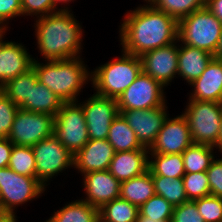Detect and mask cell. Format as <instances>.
Here are the masks:
<instances>
[{
	"label": "cell",
	"mask_w": 222,
	"mask_h": 222,
	"mask_svg": "<svg viewBox=\"0 0 222 222\" xmlns=\"http://www.w3.org/2000/svg\"><path fill=\"white\" fill-rule=\"evenodd\" d=\"M120 23L122 51L131 55L140 57L178 40V21L153 5H138L126 12Z\"/></svg>",
	"instance_id": "1"
},
{
	"label": "cell",
	"mask_w": 222,
	"mask_h": 222,
	"mask_svg": "<svg viewBox=\"0 0 222 222\" xmlns=\"http://www.w3.org/2000/svg\"><path fill=\"white\" fill-rule=\"evenodd\" d=\"M71 11L58 10L34 20V36L42 59L67 60L82 55L84 30Z\"/></svg>",
	"instance_id": "2"
},
{
	"label": "cell",
	"mask_w": 222,
	"mask_h": 222,
	"mask_svg": "<svg viewBox=\"0 0 222 222\" xmlns=\"http://www.w3.org/2000/svg\"><path fill=\"white\" fill-rule=\"evenodd\" d=\"M83 59L76 57L67 60H44V64L40 63L37 57H33L32 67L38 81L63 102H76L80 92H83V87L91 81V71Z\"/></svg>",
	"instance_id": "3"
},
{
	"label": "cell",
	"mask_w": 222,
	"mask_h": 222,
	"mask_svg": "<svg viewBox=\"0 0 222 222\" xmlns=\"http://www.w3.org/2000/svg\"><path fill=\"white\" fill-rule=\"evenodd\" d=\"M121 52L120 57L91 70V85L96 94L118 99L142 73L140 57Z\"/></svg>",
	"instance_id": "4"
},
{
	"label": "cell",
	"mask_w": 222,
	"mask_h": 222,
	"mask_svg": "<svg viewBox=\"0 0 222 222\" xmlns=\"http://www.w3.org/2000/svg\"><path fill=\"white\" fill-rule=\"evenodd\" d=\"M222 22L205 6L178 21V40L215 55Z\"/></svg>",
	"instance_id": "5"
},
{
	"label": "cell",
	"mask_w": 222,
	"mask_h": 222,
	"mask_svg": "<svg viewBox=\"0 0 222 222\" xmlns=\"http://www.w3.org/2000/svg\"><path fill=\"white\" fill-rule=\"evenodd\" d=\"M184 115L193 143L215 146L219 138L222 103L187 100Z\"/></svg>",
	"instance_id": "6"
},
{
	"label": "cell",
	"mask_w": 222,
	"mask_h": 222,
	"mask_svg": "<svg viewBox=\"0 0 222 222\" xmlns=\"http://www.w3.org/2000/svg\"><path fill=\"white\" fill-rule=\"evenodd\" d=\"M35 177L20 175L11 168H0V212L16 213V207L36 200L46 191Z\"/></svg>",
	"instance_id": "7"
},
{
	"label": "cell",
	"mask_w": 222,
	"mask_h": 222,
	"mask_svg": "<svg viewBox=\"0 0 222 222\" xmlns=\"http://www.w3.org/2000/svg\"><path fill=\"white\" fill-rule=\"evenodd\" d=\"M76 102H64L54 117L53 136L73 155L89 141L88 129L82 106Z\"/></svg>",
	"instance_id": "8"
},
{
	"label": "cell",
	"mask_w": 222,
	"mask_h": 222,
	"mask_svg": "<svg viewBox=\"0 0 222 222\" xmlns=\"http://www.w3.org/2000/svg\"><path fill=\"white\" fill-rule=\"evenodd\" d=\"M35 163H36V179L44 186L53 177L68 168L74 167V155L53 135L40 140L32 146Z\"/></svg>",
	"instance_id": "9"
},
{
	"label": "cell",
	"mask_w": 222,
	"mask_h": 222,
	"mask_svg": "<svg viewBox=\"0 0 222 222\" xmlns=\"http://www.w3.org/2000/svg\"><path fill=\"white\" fill-rule=\"evenodd\" d=\"M54 116L21 108L15 114L8 139L17 146H34L53 135Z\"/></svg>",
	"instance_id": "10"
},
{
	"label": "cell",
	"mask_w": 222,
	"mask_h": 222,
	"mask_svg": "<svg viewBox=\"0 0 222 222\" xmlns=\"http://www.w3.org/2000/svg\"><path fill=\"white\" fill-rule=\"evenodd\" d=\"M165 88L143 72L117 99L119 111L147 110L167 103Z\"/></svg>",
	"instance_id": "11"
},
{
	"label": "cell",
	"mask_w": 222,
	"mask_h": 222,
	"mask_svg": "<svg viewBox=\"0 0 222 222\" xmlns=\"http://www.w3.org/2000/svg\"><path fill=\"white\" fill-rule=\"evenodd\" d=\"M79 104L84 111L89 139H107L110 125L120 113L117 99L94 93Z\"/></svg>",
	"instance_id": "12"
},
{
	"label": "cell",
	"mask_w": 222,
	"mask_h": 222,
	"mask_svg": "<svg viewBox=\"0 0 222 222\" xmlns=\"http://www.w3.org/2000/svg\"><path fill=\"white\" fill-rule=\"evenodd\" d=\"M142 72L164 88L178 78V40L170 45L145 52L140 56Z\"/></svg>",
	"instance_id": "13"
},
{
	"label": "cell",
	"mask_w": 222,
	"mask_h": 222,
	"mask_svg": "<svg viewBox=\"0 0 222 222\" xmlns=\"http://www.w3.org/2000/svg\"><path fill=\"white\" fill-rule=\"evenodd\" d=\"M192 143L184 115L181 113L174 118L168 115L149 153L182 154Z\"/></svg>",
	"instance_id": "14"
},
{
	"label": "cell",
	"mask_w": 222,
	"mask_h": 222,
	"mask_svg": "<svg viewBox=\"0 0 222 222\" xmlns=\"http://www.w3.org/2000/svg\"><path fill=\"white\" fill-rule=\"evenodd\" d=\"M167 103L164 106L147 110L119 111L135 132L141 145L150 149L154 144L157 134L168 117Z\"/></svg>",
	"instance_id": "15"
},
{
	"label": "cell",
	"mask_w": 222,
	"mask_h": 222,
	"mask_svg": "<svg viewBox=\"0 0 222 222\" xmlns=\"http://www.w3.org/2000/svg\"><path fill=\"white\" fill-rule=\"evenodd\" d=\"M85 199L100 209L104 204L120 197V182L108 171H92L82 175Z\"/></svg>",
	"instance_id": "16"
},
{
	"label": "cell",
	"mask_w": 222,
	"mask_h": 222,
	"mask_svg": "<svg viewBox=\"0 0 222 222\" xmlns=\"http://www.w3.org/2000/svg\"><path fill=\"white\" fill-rule=\"evenodd\" d=\"M0 39V89L9 80L32 68L33 57L22 43Z\"/></svg>",
	"instance_id": "17"
},
{
	"label": "cell",
	"mask_w": 222,
	"mask_h": 222,
	"mask_svg": "<svg viewBox=\"0 0 222 222\" xmlns=\"http://www.w3.org/2000/svg\"><path fill=\"white\" fill-rule=\"evenodd\" d=\"M115 150L107 139L91 140L74 155V167L81 175L92 171L108 170Z\"/></svg>",
	"instance_id": "18"
},
{
	"label": "cell",
	"mask_w": 222,
	"mask_h": 222,
	"mask_svg": "<svg viewBox=\"0 0 222 222\" xmlns=\"http://www.w3.org/2000/svg\"><path fill=\"white\" fill-rule=\"evenodd\" d=\"M190 87V100L222 103V59L213 57L199 78Z\"/></svg>",
	"instance_id": "19"
},
{
	"label": "cell",
	"mask_w": 222,
	"mask_h": 222,
	"mask_svg": "<svg viewBox=\"0 0 222 222\" xmlns=\"http://www.w3.org/2000/svg\"><path fill=\"white\" fill-rule=\"evenodd\" d=\"M149 149L115 152L108 171L123 182L148 171Z\"/></svg>",
	"instance_id": "20"
},
{
	"label": "cell",
	"mask_w": 222,
	"mask_h": 222,
	"mask_svg": "<svg viewBox=\"0 0 222 222\" xmlns=\"http://www.w3.org/2000/svg\"><path fill=\"white\" fill-rule=\"evenodd\" d=\"M213 57L205 50L179 43L178 40V77L191 84L201 76Z\"/></svg>",
	"instance_id": "21"
},
{
	"label": "cell",
	"mask_w": 222,
	"mask_h": 222,
	"mask_svg": "<svg viewBox=\"0 0 222 222\" xmlns=\"http://www.w3.org/2000/svg\"><path fill=\"white\" fill-rule=\"evenodd\" d=\"M155 195L150 171L120 182V198L127 200L138 208Z\"/></svg>",
	"instance_id": "22"
},
{
	"label": "cell",
	"mask_w": 222,
	"mask_h": 222,
	"mask_svg": "<svg viewBox=\"0 0 222 222\" xmlns=\"http://www.w3.org/2000/svg\"><path fill=\"white\" fill-rule=\"evenodd\" d=\"M63 103L56 94L44 86L43 83L37 81L35 85H31L29 101L21 109L36 113H46L55 117Z\"/></svg>",
	"instance_id": "23"
},
{
	"label": "cell",
	"mask_w": 222,
	"mask_h": 222,
	"mask_svg": "<svg viewBox=\"0 0 222 222\" xmlns=\"http://www.w3.org/2000/svg\"><path fill=\"white\" fill-rule=\"evenodd\" d=\"M45 222H99V209L81 199L67 202Z\"/></svg>",
	"instance_id": "24"
},
{
	"label": "cell",
	"mask_w": 222,
	"mask_h": 222,
	"mask_svg": "<svg viewBox=\"0 0 222 222\" xmlns=\"http://www.w3.org/2000/svg\"><path fill=\"white\" fill-rule=\"evenodd\" d=\"M107 140L112 145L115 152L147 149L141 145L135 132L130 128L128 122L121 113L112 121Z\"/></svg>",
	"instance_id": "25"
},
{
	"label": "cell",
	"mask_w": 222,
	"mask_h": 222,
	"mask_svg": "<svg viewBox=\"0 0 222 222\" xmlns=\"http://www.w3.org/2000/svg\"><path fill=\"white\" fill-rule=\"evenodd\" d=\"M38 77L33 67L25 73L9 80L0 89L14 104L21 108L27 101L31 92V85H35Z\"/></svg>",
	"instance_id": "26"
},
{
	"label": "cell",
	"mask_w": 222,
	"mask_h": 222,
	"mask_svg": "<svg viewBox=\"0 0 222 222\" xmlns=\"http://www.w3.org/2000/svg\"><path fill=\"white\" fill-rule=\"evenodd\" d=\"M208 144L192 143L183 153L185 173L206 172L218 152Z\"/></svg>",
	"instance_id": "27"
},
{
	"label": "cell",
	"mask_w": 222,
	"mask_h": 222,
	"mask_svg": "<svg viewBox=\"0 0 222 222\" xmlns=\"http://www.w3.org/2000/svg\"><path fill=\"white\" fill-rule=\"evenodd\" d=\"M148 170L151 175L182 178L185 174L182 154L149 153Z\"/></svg>",
	"instance_id": "28"
},
{
	"label": "cell",
	"mask_w": 222,
	"mask_h": 222,
	"mask_svg": "<svg viewBox=\"0 0 222 222\" xmlns=\"http://www.w3.org/2000/svg\"><path fill=\"white\" fill-rule=\"evenodd\" d=\"M138 213L136 205L119 197L99 209V222H136Z\"/></svg>",
	"instance_id": "29"
},
{
	"label": "cell",
	"mask_w": 222,
	"mask_h": 222,
	"mask_svg": "<svg viewBox=\"0 0 222 222\" xmlns=\"http://www.w3.org/2000/svg\"><path fill=\"white\" fill-rule=\"evenodd\" d=\"M152 179L155 194L165 198L172 206L188 201L182 178L152 175Z\"/></svg>",
	"instance_id": "30"
},
{
	"label": "cell",
	"mask_w": 222,
	"mask_h": 222,
	"mask_svg": "<svg viewBox=\"0 0 222 222\" xmlns=\"http://www.w3.org/2000/svg\"><path fill=\"white\" fill-rule=\"evenodd\" d=\"M8 167L20 175L36 178V163L32 147L13 145Z\"/></svg>",
	"instance_id": "31"
},
{
	"label": "cell",
	"mask_w": 222,
	"mask_h": 222,
	"mask_svg": "<svg viewBox=\"0 0 222 222\" xmlns=\"http://www.w3.org/2000/svg\"><path fill=\"white\" fill-rule=\"evenodd\" d=\"M153 6L177 21L206 6V0H156Z\"/></svg>",
	"instance_id": "32"
},
{
	"label": "cell",
	"mask_w": 222,
	"mask_h": 222,
	"mask_svg": "<svg viewBox=\"0 0 222 222\" xmlns=\"http://www.w3.org/2000/svg\"><path fill=\"white\" fill-rule=\"evenodd\" d=\"M173 209L174 206L165 198L155 194L138 208V212L142 216L149 217V219L170 221Z\"/></svg>",
	"instance_id": "33"
},
{
	"label": "cell",
	"mask_w": 222,
	"mask_h": 222,
	"mask_svg": "<svg viewBox=\"0 0 222 222\" xmlns=\"http://www.w3.org/2000/svg\"><path fill=\"white\" fill-rule=\"evenodd\" d=\"M187 199H196L211 195L206 172L185 173L182 177Z\"/></svg>",
	"instance_id": "34"
},
{
	"label": "cell",
	"mask_w": 222,
	"mask_h": 222,
	"mask_svg": "<svg viewBox=\"0 0 222 222\" xmlns=\"http://www.w3.org/2000/svg\"><path fill=\"white\" fill-rule=\"evenodd\" d=\"M194 201L205 222H222V197L208 195Z\"/></svg>",
	"instance_id": "35"
},
{
	"label": "cell",
	"mask_w": 222,
	"mask_h": 222,
	"mask_svg": "<svg viewBox=\"0 0 222 222\" xmlns=\"http://www.w3.org/2000/svg\"><path fill=\"white\" fill-rule=\"evenodd\" d=\"M19 107L0 90V139L8 138Z\"/></svg>",
	"instance_id": "36"
},
{
	"label": "cell",
	"mask_w": 222,
	"mask_h": 222,
	"mask_svg": "<svg viewBox=\"0 0 222 222\" xmlns=\"http://www.w3.org/2000/svg\"><path fill=\"white\" fill-rule=\"evenodd\" d=\"M22 16L42 17L58 11L53 0H21Z\"/></svg>",
	"instance_id": "37"
},
{
	"label": "cell",
	"mask_w": 222,
	"mask_h": 222,
	"mask_svg": "<svg viewBox=\"0 0 222 222\" xmlns=\"http://www.w3.org/2000/svg\"><path fill=\"white\" fill-rule=\"evenodd\" d=\"M170 222H205L199 214L195 201L188 200L175 206Z\"/></svg>",
	"instance_id": "38"
},
{
	"label": "cell",
	"mask_w": 222,
	"mask_h": 222,
	"mask_svg": "<svg viewBox=\"0 0 222 222\" xmlns=\"http://www.w3.org/2000/svg\"><path fill=\"white\" fill-rule=\"evenodd\" d=\"M22 17L21 0H0V25L7 31L10 28L9 20Z\"/></svg>",
	"instance_id": "39"
},
{
	"label": "cell",
	"mask_w": 222,
	"mask_h": 222,
	"mask_svg": "<svg viewBox=\"0 0 222 222\" xmlns=\"http://www.w3.org/2000/svg\"><path fill=\"white\" fill-rule=\"evenodd\" d=\"M210 193L216 197H222V157L214 158L206 171Z\"/></svg>",
	"instance_id": "40"
},
{
	"label": "cell",
	"mask_w": 222,
	"mask_h": 222,
	"mask_svg": "<svg viewBox=\"0 0 222 222\" xmlns=\"http://www.w3.org/2000/svg\"><path fill=\"white\" fill-rule=\"evenodd\" d=\"M13 143L8 139H0V168L8 167Z\"/></svg>",
	"instance_id": "41"
},
{
	"label": "cell",
	"mask_w": 222,
	"mask_h": 222,
	"mask_svg": "<svg viewBox=\"0 0 222 222\" xmlns=\"http://www.w3.org/2000/svg\"><path fill=\"white\" fill-rule=\"evenodd\" d=\"M206 7L222 22V0H206Z\"/></svg>",
	"instance_id": "42"
},
{
	"label": "cell",
	"mask_w": 222,
	"mask_h": 222,
	"mask_svg": "<svg viewBox=\"0 0 222 222\" xmlns=\"http://www.w3.org/2000/svg\"><path fill=\"white\" fill-rule=\"evenodd\" d=\"M16 213L0 212V222H17Z\"/></svg>",
	"instance_id": "43"
},
{
	"label": "cell",
	"mask_w": 222,
	"mask_h": 222,
	"mask_svg": "<svg viewBox=\"0 0 222 222\" xmlns=\"http://www.w3.org/2000/svg\"><path fill=\"white\" fill-rule=\"evenodd\" d=\"M71 1H73L74 2V0H53V4H54V6H55V8L57 9V10H70L71 8L69 7V3L71 2ZM61 4V7L59 8L58 6ZM66 4V5H65ZM68 4V5H67ZM62 5H64V7H62ZM67 6V7H66ZM69 7V8H68Z\"/></svg>",
	"instance_id": "44"
},
{
	"label": "cell",
	"mask_w": 222,
	"mask_h": 222,
	"mask_svg": "<svg viewBox=\"0 0 222 222\" xmlns=\"http://www.w3.org/2000/svg\"><path fill=\"white\" fill-rule=\"evenodd\" d=\"M214 147L218 149V152H220V155H221L222 154V117H221V127H220V132H219V138H218L217 144Z\"/></svg>",
	"instance_id": "45"
},
{
	"label": "cell",
	"mask_w": 222,
	"mask_h": 222,
	"mask_svg": "<svg viewBox=\"0 0 222 222\" xmlns=\"http://www.w3.org/2000/svg\"><path fill=\"white\" fill-rule=\"evenodd\" d=\"M136 222H170V221H160V220H157V219L156 220L149 219V217L142 216L138 213Z\"/></svg>",
	"instance_id": "46"
},
{
	"label": "cell",
	"mask_w": 222,
	"mask_h": 222,
	"mask_svg": "<svg viewBox=\"0 0 222 222\" xmlns=\"http://www.w3.org/2000/svg\"><path fill=\"white\" fill-rule=\"evenodd\" d=\"M214 57L218 59H222V33H221Z\"/></svg>",
	"instance_id": "47"
},
{
	"label": "cell",
	"mask_w": 222,
	"mask_h": 222,
	"mask_svg": "<svg viewBox=\"0 0 222 222\" xmlns=\"http://www.w3.org/2000/svg\"><path fill=\"white\" fill-rule=\"evenodd\" d=\"M143 1L144 3L145 2L147 3L146 5H153L156 0H143Z\"/></svg>",
	"instance_id": "48"
},
{
	"label": "cell",
	"mask_w": 222,
	"mask_h": 222,
	"mask_svg": "<svg viewBox=\"0 0 222 222\" xmlns=\"http://www.w3.org/2000/svg\"><path fill=\"white\" fill-rule=\"evenodd\" d=\"M7 30H5L1 25H0V34H6Z\"/></svg>",
	"instance_id": "49"
}]
</instances>
